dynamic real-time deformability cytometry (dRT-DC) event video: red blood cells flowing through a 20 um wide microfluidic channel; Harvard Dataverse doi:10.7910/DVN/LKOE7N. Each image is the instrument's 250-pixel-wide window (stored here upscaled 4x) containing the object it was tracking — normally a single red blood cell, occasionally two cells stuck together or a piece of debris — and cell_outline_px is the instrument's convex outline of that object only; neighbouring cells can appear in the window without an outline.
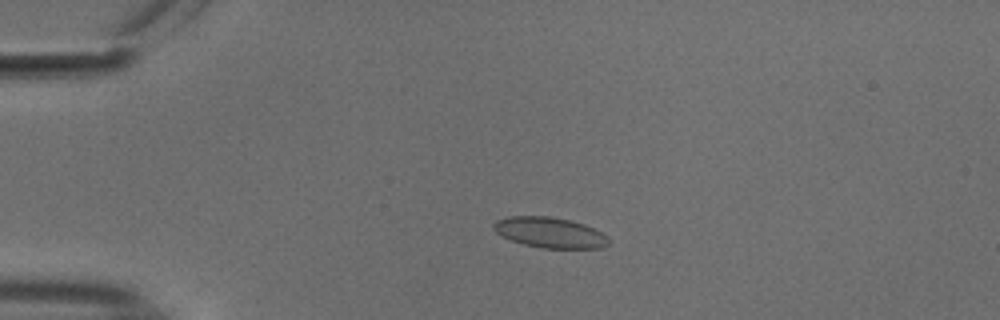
{"species": "common noctule bat (a hibernating species)", "species_latin": "Nyctalus noctula", "temperature_condition": "cold", "stored_images_in_passage": 54, "camera_frame_rate_fps": 3000, "um_per_image_px": 0.085, "animal": {"sex": "male", "body_mass_g": 18.8}, "frame": {"image": 1, "passage_image": 12, "time_ms": 3.667, "image_size_px": [1000, 320], "cell_outline_px": [[608, 244], [600, 248], [544, 248], [524, 244], [512, 240], [496, 232], [492, 228], [492, 224], [496, 220], [508, 216], [552, 216], [584, 224], [608, 236]], "centroid_in_image_um": [46.71, 19.75], "position_along_channel_um": 38.3, "area_um2": 20.29}}
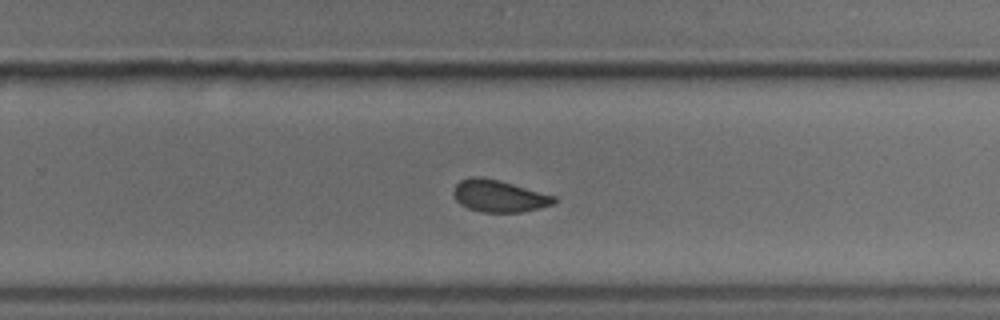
{"frame": {"image": 2, "passage_image": 35, "time_ms": 11.333, "image_size_px": [1000, 320], "cell_outline_px": [[556, 204], [524, 212], [480, 212], [468, 208], [460, 204], [452, 196], [452, 188], [460, 180], [472, 176], [480, 176], [500, 180], [556, 196]], "centroid_in_image_um": [42.4, 16.66], "position_along_channel_um": 287.4, "area_um2": 19.13}}
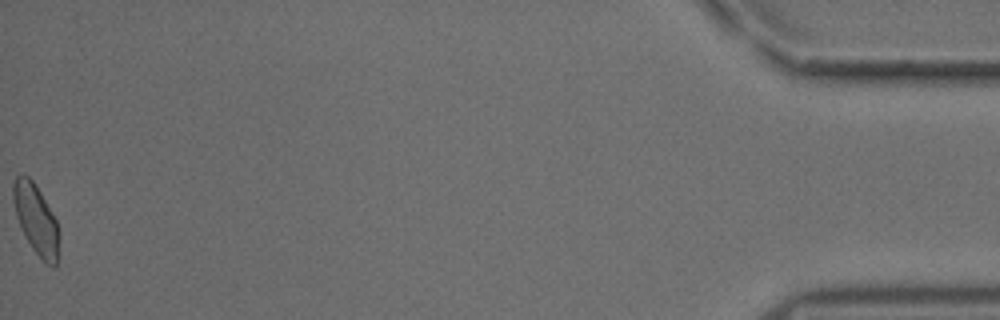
{"frame": {"image": 3, "passage_image": 54, "time_ms": 17.667, "image_size_px": [1000, 320], "cell_outline_px": [[60, 236], [56, 264], [52, 268], [44, 264], [32, 248], [20, 228], [16, 216], [12, 200], [12, 184], [16, 176], [20, 172], [24, 172], [32, 180], [40, 192], [56, 220], [60, 232]], "centroid_in_image_um": [3.05, 18.65], "position_along_channel_um": 432.2, "area_um2": 19.07}, "authors_computed_cell_mechanics": {"area_um2": 19.1607, "velocity_mm_per_s": 3.7434, "shape_relaxation_time_tau1_ms": 6.7527, "shape_relaxation_time_tau2_ms": 2.214, "deformation_change_tau1": 0.1066, "deformation_change_tau2": 0.0589}}